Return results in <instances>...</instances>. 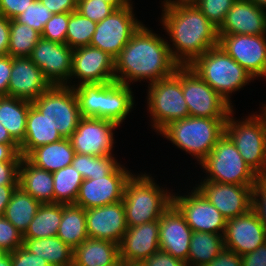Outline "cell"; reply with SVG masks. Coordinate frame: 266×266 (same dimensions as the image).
I'll return each instance as SVG.
<instances>
[{
	"instance_id": "6da1fadb",
	"label": "cell",
	"mask_w": 266,
	"mask_h": 266,
	"mask_svg": "<svg viewBox=\"0 0 266 266\" xmlns=\"http://www.w3.org/2000/svg\"><path fill=\"white\" fill-rule=\"evenodd\" d=\"M168 45L142 24L114 59L115 81L128 85V82L148 79L151 84L172 76L180 65L173 59Z\"/></svg>"
},
{
	"instance_id": "7a4b0ae2",
	"label": "cell",
	"mask_w": 266,
	"mask_h": 266,
	"mask_svg": "<svg viewBox=\"0 0 266 266\" xmlns=\"http://www.w3.org/2000/svg\"><path fill=\"white\" fill-rule=\"evenodd\" d=\"M163 7L161 23L173 44L168 45L171 55L180 66H189L208 49L218 46L217 27L196 5Z\"/></svg>"
},
{
	"instance_id": "3957f363",
	"label": "cell",
	"mask_w": 266,
	"mask_h": 266,
	"mask_svg": "<svg viewBox=\"0 0 266 266\" xmlns=\"http://www.w3.org/2000/svg\"><path fill=\"white\" fill-rule=\"evenodd\" d=\"M123 204L127 227L159 220L172 205V192L160 188L151 175L131 174L127 179Z\"/></svg>"
},
{
	"instance_id": "277c9868",
	"label": "cell",
	"mask_w": 266,
	"mask_h": 266,
	"mask_svg": "<svg viewBox=\"0 0 266 266\" xmlns=\"http://www.w3.org/2000/svg\"><path fill=\"white\" fill-rule=\"evenodd\" d=\"M226 121L227 119L189 116L171 122L160 134L201 163L225 134Z\"/></svg>"
},
{
	"instance_id": "5b68a950",
	"label": "cell",
	"mask_w": 266,
	"mask_h": 266,
	"mask_svg": "<svg viewBox=\"0 0 266 266\" xmlns=\"http://www.w3.org/2000/svg\"><path fill=\"white\" fill-rule=\"evenodd\" d=\"M189 66L230 105L232 104L230 99L232 92L240 90L254 80L219 45L208 49Z\"/></svg>"
},
{
	"instance_id": "8992f818",
	"label": "cell",
	"mask_w": 266,
	"mask_h": 266,
	"mask_svg": "<svg viewBox=\"0 0 266 266\" xmlns=\"http://www.w3.org/2000/svg\"><path fill=\"white\" fill-rule=\"evenodd\" d=\"M233 112L227 117L225 134L235 144L247 165L259 177L266 176V115L262 112L235 121Z\"/></svg>"
},
{
	"instance_id": "52a82bcc",
	"label": "cell",
	"mask_w": 266,
	"mask_h": 266,
	"mask_svg": "<svg viewBox=\"0 0 266 266\" xmlns=\"http://www.w3.org/2000/svg\"><path fill=\"white\" fill-rule=\"evenodd\" d=\"M148 85V112L158 134L171 122L189 117L182 93V66L172 76Z\"/></svg>"
},
{
	"instance_id": "ba28073f",
	"label": "cell",
	"mask_w": 266,
	"mask_h": 266,
	"mask_svg": "<svg viewBox=\"0 0 266 266\" xmlns=\"http://www.w3.org/2000/svg\"><path fill=\"white\" fill-rule=\"evenodd\" d=\"M204 180L234 185H255L258 175L247 165L232 140L224 134L200 163Z\"/></svg>"
},
{
	"instance_id": "9c48e42d",
	"label": "cell",
	"mask_w": 266,
	"mask_h": 266,
	"mask_svg": "<svg viewBox=\"0 0 266 266\" xmlns=\"http://www.w3.org/2000/svg\"><path fill=\"white\" fill-rule=\"evenodd\" d=\"M32 104L63 138L72 135L82 118L76 94L73 87L68 85H52Z\"/></svg>"
},
{
	"instance_id": "30bf717a",
	"label": "cell",
	"mask_w": 266,
	"mask_h": 266,
	"mask_svg": "<svg viewBox=\"0 0 266 266\" xmlns=\"http://www.w3.org/2000/svg\"><path fill=\"white\" fill-rule=\"evenodd\" d=\"M182 93L190 117L227 119L234 110L225 99L203 81L190 66H182Z\"/></svg>"
},
{
	"instance_id": "8fae6325",
	"label": "cell",
	"mask_w": 266,
	"mask_h": 266,
	"mask_svg": "<svg viewBox=\"0 0 266 266\" xmlns=\"http://www.w3.org/2000/svg\"><path fill=\"white\" fill-rule=\"evenodd\" d=\"M134 16L132 3L115 9L96 24L90 46L107 52L115 59L142 25Z\"/></svg>"
},
{
	"instance_id": "7c38bea8",
	"label": "cell",
	"mask_w": 266,
	"mask_h": 266,
	"mask_svg": "<svg viewBox=\"0 0 266 266\" xmlns=\"http://www.w3.org/2000/svg\"><path fill=\"white\" fill-rule=\"evenodd\" d=\"M172 204L192 231L224 235L227 219L195 187L188 195L173 193Z\"/></svg>"
},
{
	"instance_id": "4fadbf2b",
	"label": "cell",
	"mask_w": 266,
	"mask_h": 266,
	"mask_svg": "<svg viewBox=\"0 0 266 266\" xmlns=\"http://www.w3.org/2000/svg\"><path fill=\"white\" fill-rule=\"evenodd\" d=\"M218 45L255 80L266 77V34L218 35Z\"/></svg>"
},
{
	"instance_id": "5bb4252c",
	"label": "cell",
	"mask_w": 266,
	"mask_h": 266,
	"mask_svg": "<svg viewBox=\"0 0 266 266\" xmlns=\"http://www.w3.org/2000/svg\"><path fill=\"white\" fill-rule=\"evenodd\" d=\"M131 174L129 170L119 164L107 176L84 179L74 205L86 210L121 201L126 181Z\"/></svg>"
},
{
	"instance_id": "9a60e30c",
	"label": "cell",
	"mask_w": 266,
	"mask_h": 266,
	"mask_svg": "<svg viewBox=\"0 0 266 266\" xmlns=\"http://www.w3.org/2000/svg\"><path fill=\"white\" fill-rule=\"evenodd\" d=\"M196 186L195 188L227 220L240 216L252 208L254 185H234L204 180Z\"/></svg>"
},
{
	"instance_id": "2e32d148",
	"label": "cell",
	"mask_w": 266,
	"mask_h": 266,
	"mask_svg": "<svg viewBox=\"0 0 266 266\" xmlns=\"http://www.w3.org/2000/svg\"><path fill=\"white\" fill-rule=\"evenodd\" d=\"M118 126L109 120L82 117L69 140L75 153L107 156L112 153L113 130Z\"/></svg>"
},
{
	"instance_id": "e0dca14e",
	"label": "cell",
	"mask_w": 266,
	"mask_h": 266,
	"mask_svg": "<svg viewBox=\"0 0 266 266\" xmlns=\"http://www.w3.org/2000/svg\"><path fill=\"white\" fill-rule=\"evenodd\" d=\"M78 78L80 84L108 83L115 81V61L112 56L90 45L73 49L70 79Z\"/></svg>"
},
{
	"instance_id": "ac0fdd59",
	"label": "cell",
	"mask_w": 266,
	"mask_h": 266,
	"mask_svg": "<svg viewBox=\"0 0 266 266\" xmlns=\"http://www.w3.org/2000/svg\"><path fill=\"white\" fill-rule=\"evenodd\" d=\"M30 59L52 85L70 84L68 81L72 71L73 49L67 44L41 37L33 48Z\"/></svg>"
},
{
	"instance_id": "d6986e66",
	"label": "cell",
	"mask_w": 266,
	"mask_h": 266,
	"mask_svg": "<svg viewBox=\"0 0 266 266\" xmlns=\"http://www.w3.org/2000/svg\"><path fill=\"white\" fill-rule=\"evenodd\" d=\"M223 240L226 249L243 256L266 242V230L251 208L248 212L227 220Z\"/></svg>"
},
{
	"instance_id": "ffe728a7",
	"label": "cell",
	"mask_w": 266,
	"mask_h": 266,
	"mask_svg": "<svg viewBox=\"0 0 266 266\" xmlns=\"http://www.w3.org/2000/svg\"><path fill=\"white\" fill-rule=\"evenodd\" d=\"M86 230L89 238L119 244L127 231L123 201L85 210Z\"/></svg>"
},
{
	"instance_id": "44dd1931",
	"label": "cell",
	"mask_w": 266,
	"mask_h": 266,
	"mask_svg": "<svg viewBox=\"0 0 266 266\" xmlns=\"http://www.w3.org/2000/svg\"><path fill=\"white\" fill-rule=\"evenodd\" d=\"M51 86L30 57H12L8 96L33 102Z\"/></svg>"
},
{
	"instance_id": "7402d4cb",
	"label": "cell",
	"mask_w": 266,
	"mask_h": 266,
	"mask_svg": "<svg viewBox=\"0 0 266 266\" xmlns=\"http://www.w3.org/2000/svg\"><path fill=\"white\" fill-rule=\"evenodd\" d=\"M192 229L172 204L159 219L160 250L187 263Z\"/></svg>"
},
{
	"instance_id": "603a6c76",
	"label": "cell",
	"mask_w": 266,
	"mask_h": 266,
	"mask_svg": "<svg viewBox=\"0 0 266 266\" xmlns=\"http://www.w3.org/2000/svg\"><path fill=\"white\" fill-rule=\"evenodd\" d=\"M218 35L266 34V9L249 0H236L217 28Z\"/></svg>"
},
{
	"instance_id": "cb8c5ba5",
	"label": "cell",
	"mask_w": 266,
	"mask_h": 266,
	"mask_svg": "<svg viewBox=\"0 0 266 266\" xmlns=\"http://www.w3.org/2000/svg\"><path fill=\"white\" fill-rule=\"evenodd\" d=\"M122 261L143 262L159 249V220L128 227L118 244Z\"/></svg>"
},
{
	"instance_id": "d4e9b609",
	"label": "cell",
	"mask_w": 266,
	"mask_h": 266,
	"mask_svg": "<svg viewBox=\"0 0 266 266\" xmlns=\"http://www.w3.org/2000/svg\"><path fill=\"white\" fill-rule=\"evenodd\" d=\"M18 187L41 204L54 203L52 173L34 166L26 157L20 161Z\"/></svg>"
},
{
	"instance_id": "484cf974",
	"label": "cell",
	"mask_w": 266,
	"mask_h": 266,
	"mask_svg": "<svg viewBox=\"0 0 266 266\" xmlns=\"http://www.w3.org/2000/svg\"><path fill=\"white\" fill-rule=\"evenodd\" d=\"M131 84L117 81L103 83L102 119L112 121L119 126L134 106Z\"/></svg>"
},
{
	"instance_id": "4316f807",
	"label": "cell",
	"mask_w": 266,
	"mask_h": 266,
	"mask_svg": "<svg viewBox=\"0 0 266 266\" xmlns=\"http://www.w3.org/2000/svg\"><path fill=\"white\" fill-rule=\"evenodd\" d=\"M119 260L117 243L88 238L73 250L72 266H112Z\"/></svg>"
},
{
	"instance_id": "83f0119b",
	"label": "cell",
	"mask_w": 266,
	"mask_h": 266,
	"mask_svg": "<svg viewBox=\"0 0 266 266\" xmlns=\"http://www.w3.org/2000/svg\"><path fill=\"white\" fill-rule=\"evenodd\" d=\"M63 139L45 116L32 104L29 107L24 140L20 145V154L26 157L36 147Z\"/></svg>"
},
{
	"instance_id": "f1b7e54d",
	"label": "cell",
	"mask_w": 266,
	"mask_h": 266,
	"mask_svg": "<svg viewBox=\"0 0 266 266\" xmlns=\"http://www.w3.org/2000/svg\"><path fill=\"white\" fill-rule=\"evenodd\" d=\"M75 156L69 138L45 144L33 149L26 158L36 167L51 173L72 164Z\"/></svg>"
},
{
	"instance_id": "f546056e",
	"label": "cell",
	"mask_w": 266,
	"mask_h": 266,
	"mask_svg": "<svg viewBox=\"0 0 266 266\" xmlns=\"http://www.w3.org/2000/svg\"><path fill=\"white\" fill-rule=\"evenodd\" d=\"M32 102L11 96H0V123L20 144L25 137L27 115Z\"/></svg>"
},
{
	"instance_id": "4dcf8cb0",
	"label": "cell",
	"mask_w": 266,
	"mask_h": 266,
	"mask_svg": "<svg viewBox=\"0 0 266 266\" xmlns=\"http://www.w3.org/2000/svg\"><path fill=\"white\" fill-rule=\"evenodd\" d=\"M23 246L34 255L44 258L50 266H72L73 249L57 236L23 239Z\"/></svg>"
},
{
	"instance_id": "1f68e13d",
	"label": "cell",
	"mask_w": 266,
	"mask_h": 266,
	"mask_svg": "<svg viewBox=\"0 0 266 266\" xmlns=\"http://www.w3.org/2000/svg\"><path fill=\"white\" fill-rule=\"evenodd\" d=\"M56 236L73 250L88 239L85 209L62 204V219Z\"/></svg>"
},
{
	"instance_id": "d6a6232c",
	"label": "cell",
	"mask_w": 266,
	"mask_h": 266,
	"mask_svg": "<svg viewBox=\"0 0 266 266\" xmlns=\"http://www.w3.org/2000/svg\"><path fill=\"white\" fill-rule=\"evenodd\" d=\"M225 248L223 235L193 231L187 266H205Z\"/></svg>"
},
{
	"instance_id": "836d02e7",
	"label": "cell",
	"mask_w": 266,
	"mask_h": 266,
	"mask_svg": "<svg viewBox=\"0 0 266 266\" xmlns=\"http://www.w3.org/2000/svg\"><path fill=\"white\" fill-rule=\"evenodd\" d=\"M40 206V202L30 194L25 193L20 187H17L6 206L3 216L24 234Z\"/></svg>"
},
{
	"instance_id": "e575fe53",
	"label": "cell",
	"mask_w": 266,
	"mask_h": 266,
	"mask_svg": "<svg viewBox=\"0 0 266 266\" xmlns=\"http://www.w3.org/2000/svg\"><path fill=\"white\" fill-rule=\"evenodd\" d=\"M62 219V204H41L23 239H41L56 236Z\"/></svg>"
},
{
	"instance_id": "d590c367",
	"label": "cell",
	"mask_w": 266,
	"mask_h": 266,
	"mask_svg": "<svg viewBox=\"0 0 266 266\" xmlns=\"http://www.w3.org/2000/svg\"><path fill=\"white\" fill-rule=\"evenodd\" d=\"M54 184V203L75 204L80 185L84 178L72 166L68 165L52 173Z\"/></svg>"
},
{
	"instance_id": "8d00e7d4",
	"label": "cell",
	"mask_w": 266,
	"mask_h": 266,
	"mask_svg": "<svg viewBox=\"0 0 266 266\" xmlns=\"http://www.w3.org/2000/svg\"><path fill=\"white\" fill-rule=\"evenodd\" d=\"M41 34L15 19L10 22L8 55L11 57H30Z\"/></svg>"
},
{
	"instance_id": "74e56055",
	"label": "cell",
	"mask_w": 266,
	"mask_h": 266,
	"mask_svg": "<svg viewBox=\"0 0 266 266\" xmlns=\"http://www.w3.org/2000/svg\"><path fill=\"white\" fill-rule=\"evenodd\" d=\"M114 155L93 156L75 153L72 166L84 179H96L109 175L120 163Z\"/></svg>"
},
{
	"instance_id": "f35d334b",
	"label": "cell",
	"mask_w": 266,
	"mask_h": 266,
	"mask_svg": "<svg viewBox=\"0 0 266 266\" xmlns=\"http://www.w3.org/2000/svg\"><path fill=\"white\" fill-rule=\"evenodd\" d=\"M73 90L81 117L102 119L103 83L80 84Z\"/></svg>"
},
{
	"instance_id": "ab89813d",
	"label": "cell",
	"mask_w": 266,
	"mask_h": 266,
	"mask_svg": "<svg viewBox=\"0 0 266 266\" xmlns=\"http://www.w3.org/2000/svg\"><path fill=\"white\" fill-rule=\"evenodd\" d=\"M96 24L77 10L71 12L67 26L66 44L71 49L90 45Z\"/></svg>"
},
{
	"instance_id": "60d3db41",
	"label": "cell",
	"mask_w": 266,
	"mask_h": 266,
	"mask_svg": "<svg viewBox=\"0 0 266 266\" xmlns=\"http://www.w3.org/2000/svg\"><path fill=\"white\" fill-rule=\"evenodd\" d=\"M52 15L53 13L49 11L47 6H44L39 0H35L24 12L19 14L15 20L18 23L28 25L42 34L44 26Z\"/></svg>"
},
{
	"instance_id": "b9f144b4",
	"label": "cell",
	"mask_w": 266,
	"mask_h": 266,
	"mask_svg": "<svg viewBox=\"0 0 266 266\" xmlns=\"http://www.w3.org/2000/svg\"><path fill=\"white\" fill-rule=\"evenodd\" d=\"M236 0H199L195 5L217 28Z\"/></svg>"
},
{
	"instance_id": "7bdbcfd3",
	"label": "cell",
	"mask_w": 266,
	"mask_h": 266,
	"mask_svg": "<svg viewBox=\"0 0 266 266\" xmlns=\"http://www.w3.org/2000/svg\"><path fill=\"white\" fill-rule=\"evenodd\" d=\"M71 12L53 14L44 26L43 39L66 44L67 26Z\"/></svg>"
},
{
	"instance_id": "ee69618b",
	"label": "cell",
	"mask_w": 266,
	"mask_h": 266,
	"mask_svg": "<svg viewBox=\"0 0 266 266\" xmlns=\"http://www.w3.org/2000/svg\"><path fill=\"white\" fill-rule=\"evenodd\" d=\"M116 8L103 0H78L77 11L86 18L99 23L109 16Z\"/></svg>"
},
{
	"instance_id": "f6af8a7d",
	"label": "cell",
	"mask_w": 266,
	"mask_h": 266,
	"mask_svg": "<svg viewBox=\"0 0 266 266\" xmlns=\"http://www.w3.org/2000/svg\"><path fill=\"white\" fill-rule=\"evenodd\" d=\"M23 246V234L4 216H0V248L7 253Z\"/></svg>"
},
{
	"instance_id": "bcb514c9",
	"label": "cell",
	"mask_w": 266,
	"mask_h": 266,
	"mask_svg": "<svg viewBox=\"0 0 266 266\" xmlns=\"http://www.w3.org/2000/svg\"><path fill=\"white\" fill-rule=\"evenodd\" d=\"M252 209L266 230V176L258 177L253 187Z\"/></svg>"
},
{
	"instance_id": "7dc6e473",
	"label": "cell",
	"mask_w": 266,
	"mask_h": 266,
	"mask_svg": "<svg viewBox=\"0 0 266 266\" xmlns=\"http://www.w3.org/2000/svg\"><path fill=\"white\" fill-rule=\"evenodd\" d=\"M12 266H50L44 259L29 252L24 246L10 252Z\"/></svg>"
},
{
	"instance_id": "c3c4849f",
	"label": "cell",
	"mask_w": 266,
	"mask_h": 266,
	"mask_svg": "<svg viewBox=\"0 0 266 266\" xmlns=\"http://www.w3.org/2000/svg\"><path fill=\"white\" fill-rule=\"evenodd\" d=\"M142 263L144 266H187L185 261L160 249L155 254L147 257Z\"/></svg>"
},
{
	"instance_id": "681fc988",
	"label": "cell",
	"mask_w": 266,
	"mask_h": 266,
	"mask_svg": "<svg viewBox=\"0 0 266 266\" xmlns=\"http://www.w3.org/2000/svg\"><path fill=\"white\" fill-rule=\"evenodd\" d=\"M35 0H0V14L8 19H15Z\"/></svg>"
},
{
	"instance_id": "f907efd6",
	"label": "cell",
	"mask_w": 266,
	"mask_h": 266,
	"mask_svg": "<svg viewBox=\"0 0 266 266\" xmlns=\"http://www.w3.org/2000/svg\"><path fill=\"white\" fill-rule=\"evenodd\" d=\"M20 161L0 162V185H18Z\"/></svg>"
},
{
	"instance_id": "816d5d0a",
	"label": "cell",
	"mask_w": 266,
	"mask_h": 266,
	"mask_svg": "<svg viewBox=\"0 0 266 266\" xmlns=\"http://www.w3.org/2000/svg\"><path fill=\"white\" fill-rule=\"evenodd\" d=\"M205 266H242L241 255L224 248V250Z\"/></svg>"
},
{
	"instance_id": "f5cc1de1",
	"label": "cell",
	"mask_w": 266,
	"mask_h": 266,
	"mask_svg": "<svg viewBox=\"0 0 266 266\" xmlns=\"http://www.w3.org/2000/svg\"><path fill=\"white\" fill-rule=\"evenodd\" d=\"M12 70V57L0 56V96H8V85Z\"/></svg>"
},
{
	"instance_id": "db71d44e",
	"label": "cell",
	"mask_w": 266,
	"mask_h": 266,
	"mask_svg": "<svg viewBox=\"0 0 266 266\" xmlns=\"http://www.w3.org/2000/svg\"><path fill=\"white\" fill-rule=\"evenodd\" d=\"M53 14L73 12L77 10L78 0H39Z\"/></svg>"
},
{
	"instance_id": "11a10c76",
	"label": "cell",
	"mask_w": 266,
	"mask_h": 266,
	"mask_svg": "<svg viewBox=\"0 0 266 266\" xmlns=\"http://www.w3.org/2000/svg\"><path fill=\"white\" fill-rule=\"evenodd\" d=\"M242 266H266V242L256 250L241 256Z\"/></svg>"
},
{
	"instance_id": "9f6ffc18",
	"label": "cell",
	"mask_w": 266,
	"mask_h": 266,
	"mask_svg": "<svg viewBox=\"0 0 266 266\" xmlns=\"http://www.w3.org/2000/svg\"><path fill=\"white\" fill-rule=\"evenodd\" d=\"M11 20L0 14V56L8 55Z\"/></svg>"
},
{
	"instance_id": "6f0895ef",
	"label": "cell",
	"mask_w": 266,
	"mask_h": 266,
	"mask_svg": "<svg viewBox=\"0 0 266 266\" xmlns=\"http://www.w3.org/2000/svg\"><path fill=\"white\" fill-rule=\"evenodd\" d=\"M19 144H2L0 143V162L21 161Z\"/></svg>"
},
{
	"instance_id": "680465c9",
	"label": "cell",
	"mask_w": 266,
	"mask_h": 266,
	"mask_svg": "<svg viewBox=\"0 0 266 266\" xmlns=\"http://www.w3.org/2000/svg\"><path fill=\"white\" fill-rule=\"evenodd\" d=\"M17 187L18 185H0V216L4 215L6 206Z\"/></svg>"
},
{
	"instance_id": "91938a15",
	"label": "cell",
	"mask_w": 266,
	"mask_h": 266,
	"mask_svg": "<svg viewBox=\"0 0 266 266\" xmlns=\"http://www.w3.org/2000/svg\"><path fill=\"white\" fill-rule=\"evenodd\" d=\"M0 143L18 144L8 133V130L0 123Z\"/></svg>"
},
{
	"instance_id": "94428289",
	"label": "cell",
	"mask_w": 266,
	"mask_h": 266,
	"mask_svg": "<svg viewBox=\"0 0 266 266\" xmlns=\"http://www.w3.org/2000/svg\"><path fill=\"white\" fill-rule=\"evenodd\" d=\"M199 0H164V5H195Z\"/></svg>"
},
{
	"instance_id": "6125c7cd",
	"label": "cell",
	"mask_w": 266,
	"mask_h": 266,
	"mask_svg": "<svg viewBox=\"0 0 266 266\" xmlns=\"http://www.w3.org/2000/svg\"><path fill=\"white\" fill-rule=\"evenodd\" d=\"M103 1L111 3L116 9L124 7L131 3L130 2L131 0H103Z\"/></svg>"
},
{
	"instance_id": "be15d7a7",
	"label": "cell",
	"mask_w": 266,
	"mask_h": 266,
	"mask_svg": "<svg viewBox=\"0 0 266 266\" xmlns=\"http://www.w3.org/2000/svg\"><path fill=\"white\" fill-rule=\"evenodd\" d=\"M0 266H12L10 253H7L3 258L0 259Z\"/></svg>"
},
{
	"instance_id": "e7e4bbea",
	"label": "cell",
	"mask_w": 266,
	"mask_h": 266,
	"mask_svg": "<svg viewBox=\"0 0 266 266\" xmlns=\"http://www.w3.org/2000/svg\"><path fill=\"white\" fill-rule=\"evenodd\" d=\"M121 266H144L142 262L122 261Z\"/></svg>"
},
{
	"instance_id": "03108f58",
	"label": "cell",
	"mask_w": 266,
	"mask_h": 266,
	"mask_svg": "<svg viewBox=\"0 0 266 266\" xmlns=\"http://www.w3.org/2000/svg\"><path fill=\"white\" fill-rule=\"evenodd\" d=\"M252 1L256 6L266 9V0H249Z\"/></svg>"
},
{
	"instance_id": "003e7915",
	"label": "cell",
	"mask_w": 266,
	"mask_h": 266,
	"mask_svg": "<svg viewBox=\"0 0 266 266\" xmlns=\"http://www.w3.org/2000/svg\"><path fill=\"white\" fill-rule=\"evenodd\" d=\"M6 254L7 252L3 250L2 248H0V259L3 258Z\"/></svg>"
},
{
	"instance_id": "a7ac6f4b",
	"label": "cell",
	"mask_w": 266,
	"mask_h": 266,
	"mask_svg": "<svg viewBox=\"0 0 266 266\" xmlns=\"http://www.w3.org/2000/svg\"><path fill=\"white\" fill-rule=\"evenodd\" d=\"M263 109V111H261V112H263L265 115H266V105L264 104V106L262 107Z\"/></svg>"
},
{
	"instance_id": "89a4df30",
	"label": "cell",
	"mask_w": 266,
	"mask_h": 266,
	"mask_svg": "<svg viewBox=\"0 0 266 266\" xmlns=\"http://www.w3.org/2000/svg\"><path fill=\"white\" fill-rule=\"evenodd\" d=\"M112 266H121V259L116 264H114Z\"/></svg>"
}]
</instances>
